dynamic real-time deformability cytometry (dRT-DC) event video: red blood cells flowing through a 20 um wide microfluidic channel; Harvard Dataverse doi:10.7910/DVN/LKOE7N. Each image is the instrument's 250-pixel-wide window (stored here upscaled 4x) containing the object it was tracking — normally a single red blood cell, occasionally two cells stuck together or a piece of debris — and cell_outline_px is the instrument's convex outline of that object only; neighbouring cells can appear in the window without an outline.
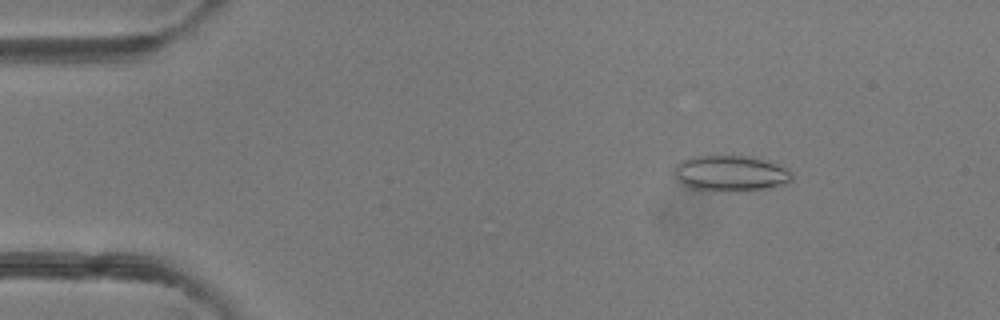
{"species": "common noctule bat (a hibernating species)", "species_latin": "Nyctalus noctula", "temperature_condition": "room temperature", "stored_images_in_passage": 15, "camera_frame_rate_fps": 3000, "um_per_image_px": 0.085, "animal": {"sex": "female"}, "frame": {"image": 1, "passage_image": 7, "time_ms": 2.0, "image_size_px": [1000, 320], "cell_outline_px": [[792, 180], [788, 184], [768, 188], [744, 192], [728, 192], [692, 188], [684, 184], [676, 176], [676, 164], [680, 160], [692, 156], [748, 156], [776, 164], [788, 168], [792, 172]], "centroid_in_image_um": [62.16, 14.75], "position_along_channel_um": 22.8, "area_um2": 24.68}}